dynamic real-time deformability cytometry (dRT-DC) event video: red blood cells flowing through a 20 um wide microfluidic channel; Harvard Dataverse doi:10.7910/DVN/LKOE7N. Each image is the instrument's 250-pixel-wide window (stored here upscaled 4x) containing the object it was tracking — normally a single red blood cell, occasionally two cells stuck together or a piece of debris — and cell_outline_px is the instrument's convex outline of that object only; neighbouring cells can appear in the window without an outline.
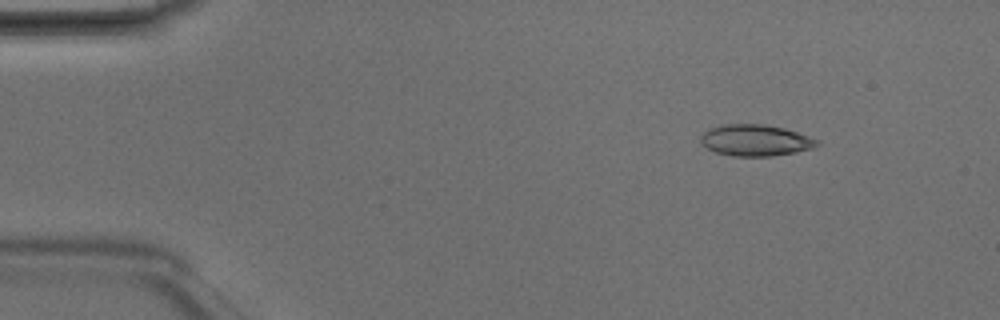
{"species": "Egyptian fruit bat (a non-hibernating species)", "species_latin": "Rousettus aegyptiacus", "temperature_condition": "room temperature", "stored_images_in_passage": 3, "camera_frame_rate_fps": 3000, "um_per_image_px": 0.085, "animal": {"sex": "male"}, "frame": {"image": 1, "passage_image": 1, "time_ms": 0.0, "image_size_px": [1000, 320], "cell_outline_px": [[820, 144], [812, 148], [796, 152], [772, 156], [732, 156], [716, 152], [700, 144], [700, 136], [708, 128], [720, 124], [764, 124], [784, 128], [820, 140]], "centroid_in_image_um": [64.19, 11.92], "position_along_channel_um": 20.8, "area_um2": 21.44}}